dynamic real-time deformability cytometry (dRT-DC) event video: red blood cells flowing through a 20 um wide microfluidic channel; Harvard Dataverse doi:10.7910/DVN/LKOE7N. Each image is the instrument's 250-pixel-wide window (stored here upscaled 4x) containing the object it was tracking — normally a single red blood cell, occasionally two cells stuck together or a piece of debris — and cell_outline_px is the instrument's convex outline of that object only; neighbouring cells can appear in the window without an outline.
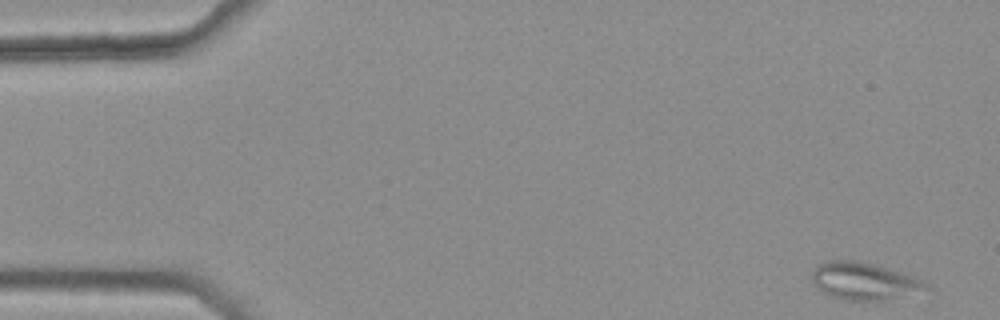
{"species": "common noctule bat (a hibernating species)", "species_latin": "Nyctalus noctula", "temperature_condition": "warm", "stored_images_in_passage": 14, "camera_frame_rate_fps": 3000, "um_per_image_px": 0.085, "animal": {"sex": "female", "body_mass_g": 25.1}, "frame": {"image": 1, "passage_image": 1, "time_ms": 0.0, "image_size_px": [1000, 320], "cell_outline_px": [[932, 288], [880, 300], [844, 300], [828, 296], [820, 292], [812, 284], [812, 272], [816, 264], [828, 260], [860, 260], [876, 264], [900, 272], [920, 280], [928, 284]], "centroid_in_image_um": [73.32, 23.87], "position_along_channel_um": 11.7, "area_um2": 24.8}}